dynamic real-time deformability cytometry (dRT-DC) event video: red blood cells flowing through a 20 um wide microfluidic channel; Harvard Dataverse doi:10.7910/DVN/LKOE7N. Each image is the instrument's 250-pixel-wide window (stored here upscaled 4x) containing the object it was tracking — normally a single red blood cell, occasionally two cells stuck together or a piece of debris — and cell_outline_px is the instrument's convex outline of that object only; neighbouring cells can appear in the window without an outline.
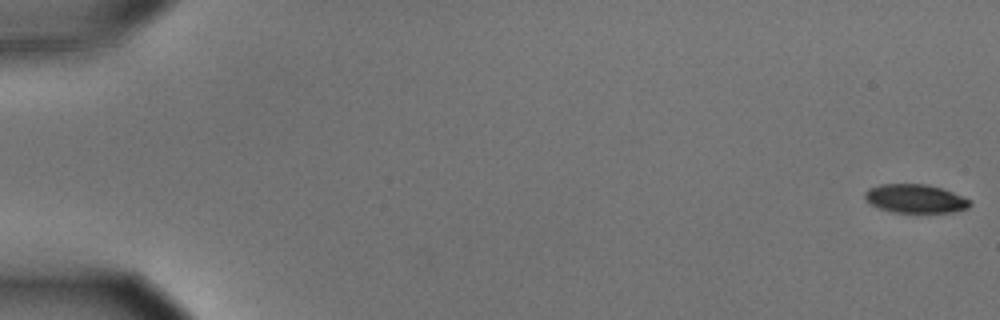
{"species": "common noctule bat (a hibernating species)", "species_latin": "Nyctalus noctula", "temperature_condition": "cold", "stored_images_in_passage": 57, "camera_frame_rate_fps": 3000, "um_per_image_px": 0.085, "animal": {"sex": "male", "body_mass_g": 15.6}, "frame": {"image": 1, "passage_image": 1, "time_ms": 0.0, "image_size_px": [1000, 320], "cell_outline_px": [[972, 204], [968, 208], [952, 212], [892, 212], [880, 208], [864, 200], [864, 192], [868, 188], [880, 184], [924, 184], [940, 188], [952, 192], [972, 200]], "centroid_in_image_um": [77.79, 16.88], "position_along_channel_um": 7.2, "area_um2": 17.51}}
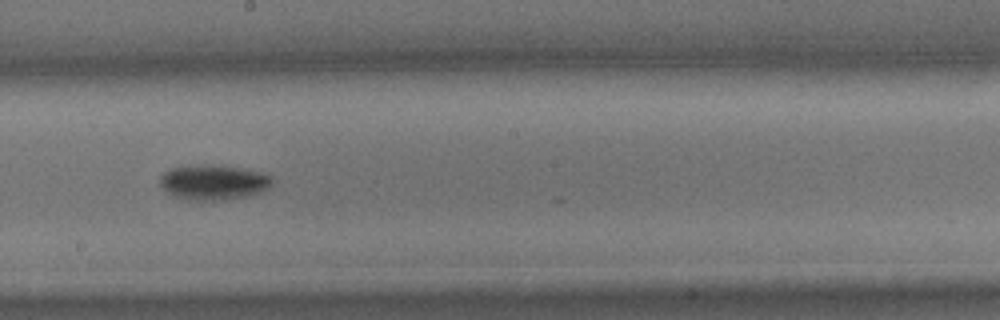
{"frame": {"image": 2, "passage_image": 33, "time_ms": 10.667, "image_size_px": [1000, 320], "cell_outline_px": [[272, 184], [268, 188], [260, 192], [248, 196], [224, 200], [188, 200], [176, 196], [168, 192], [160, 184], [160, 176], [164, 172], [172, 168], [204, 164], [208, 164], [236, 168], [260, 172], [272, 176]], "centroid_in_image_um": [18.15, 15.5], "position_along_channel_um": 230.0, "area_um2": 22.66}}
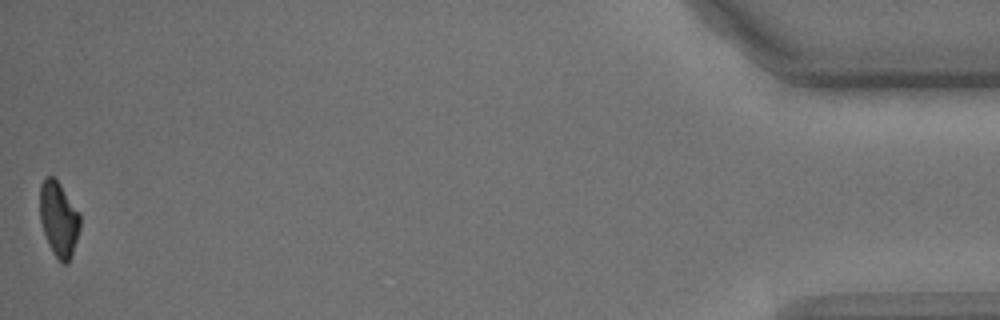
{"frame": {"image": 3, "passage_image": 57, "time_ms": 18.667, "image_size_px": [1000, 320], "cell_outline_px": [[80, 228], [72, 256], [68, 264], [64, 264], [52, 252], [44, 232], [40, 220], [40, 184], [44, 176], [52, 176], [60, 184], [80, 212]], "centroid_in_image_um": [5.0, 18.61], "position_along_channel_um": 430.2, "area_um2": 17.63}, "authors_computed_cell_mechanics": {"area_um2": 19.941, "velocity_mm_per_s": 3.5864, "shape_relaxation_time_tau1_ms": 2.1022, "shape_relaxation_time_tau2_ms": null, "deformation_change_tau1": 0.1091, "deformation_change_tau2": null}}